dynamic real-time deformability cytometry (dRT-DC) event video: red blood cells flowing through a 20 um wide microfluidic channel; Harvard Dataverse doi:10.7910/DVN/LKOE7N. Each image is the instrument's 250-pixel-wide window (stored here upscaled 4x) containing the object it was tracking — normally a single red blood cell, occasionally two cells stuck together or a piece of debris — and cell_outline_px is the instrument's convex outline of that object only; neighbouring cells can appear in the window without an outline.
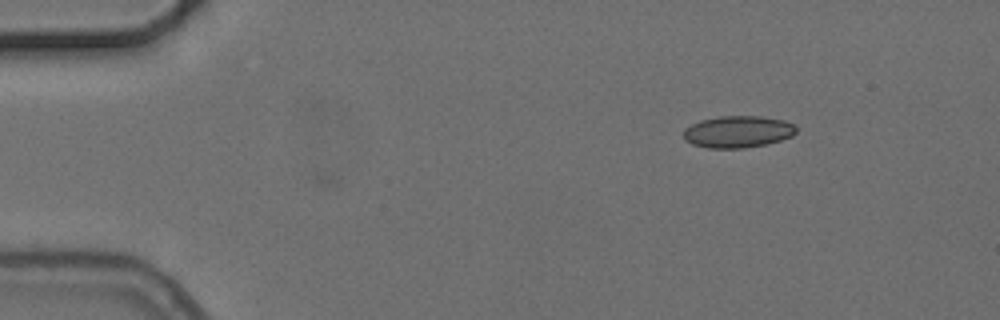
{"species": "common noctule bat (a hibernating species)", "species_latin": "Nyctalus noctula", "temperature_condition": "cold", "stored_images_in_passage": 5, "camera_frame_rate_fps": 3000, "um_per_image_px": 0.085, "animal": {"sex": "female", "body_mass_g": 24.6, "forearm_length_mm": 56.2}, "frame": {"image": 1, "passage_image": 1, "time_ms": 0.0, "image_size_px": [1000, 320], "cell_outline_px": [[796, 132], [792, 136], [768, 144], [744, 148], [708, 148], [692, 144], [684, 140], [684, 128], [700, 120], [720, 116], [760, 116], [784, 120], [796, 124]], "centroid_in_image_um": [62.73, 11.2], "position_along_channel_um": 22.3, "area_um2": 21.1}}
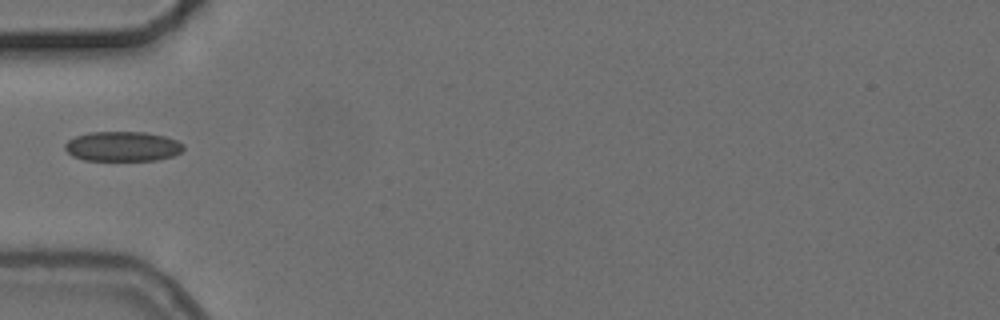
{"frame": {"image": 2, "passage_image": 4, "time_ms": 3.667, "image_size_px": [1000, 320], "cell_outline_px": [[184, 148], [180, 152], [172, 156], [156, 160], [84, 160], [72, 156], [64, 148], [64, 144], [68, 140], [76, 136], [92, 132], [144, 132], [164, 136], [176, 140], [184, 144]], "centroid_in_image_um": [10.41, 12.44], "position_along_channel_um": 74.6, "area_um2": 20.52}}
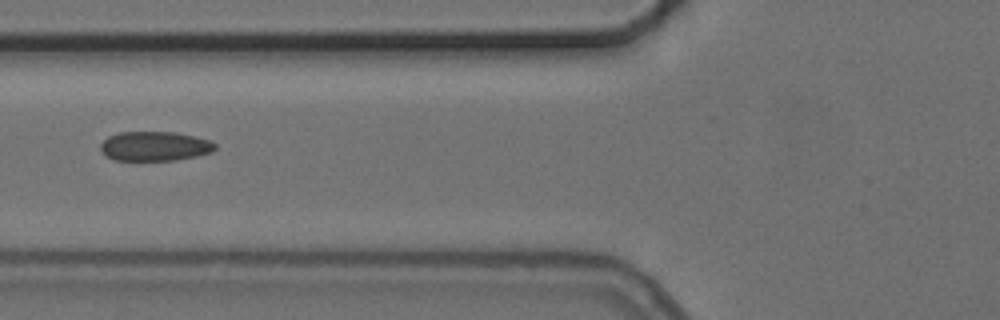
{"frame": {"image": 3, "passage_image": 5, "time_ms": 4.667, "image_size_px": [1000, 320], "cell_outline_px": [[216, 148], [212, 152], [196, 156], [176, 160], [116, 160], [104, 156], [100, 148], [100, 144], [108, 136], [120, 132], [176, 132], [208, 140], [216, 144]], "centroid_in_image_um": [13.12, 12.43], "position_along_channel_um": 112.7, "area_um2": 19.65}}